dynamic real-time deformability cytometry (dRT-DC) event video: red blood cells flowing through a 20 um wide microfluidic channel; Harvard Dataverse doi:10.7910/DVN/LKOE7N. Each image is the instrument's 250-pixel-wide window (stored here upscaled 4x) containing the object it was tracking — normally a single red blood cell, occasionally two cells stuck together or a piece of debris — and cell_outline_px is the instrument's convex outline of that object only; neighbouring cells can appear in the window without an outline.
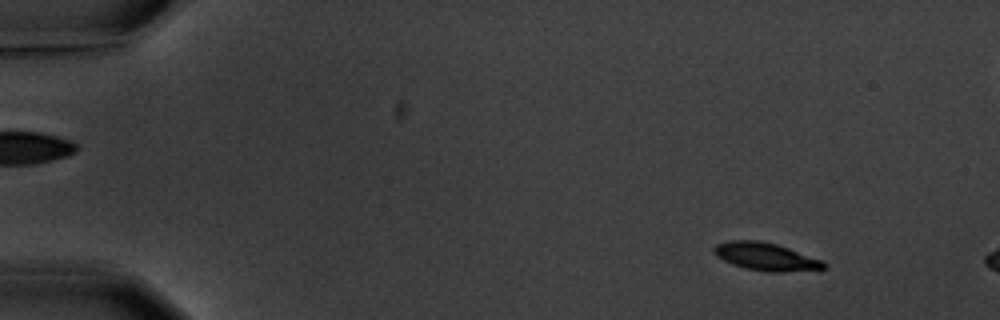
{"species": "common noctule bat (a hibernating species)", "species_latin": "Nyctalus noctula", "temperature_condition": "warm", "stored_images_in_passage": 3, "camera_frame_rate_fps": 3000, "um_per_image_px": 0.085, "animal": {"sex": "male", "body_mass_g": 20.1, "forearm_length_mm": 53.5}, "frame": {"image": 1, "passage_image": 1, "time_ms": 0.0, "image_size_px": [1000, 320], "cell_outline_px": [[828, 268], [784, 272], [764, 272], [744, 268], [732, 264], [716, 256], [712, 252], [712, 248], [716, 244], [728, 240], [756, 240], [776, 244], [788, 248], [820, 260], [828, 264]], "centroid_in_image_um": [65.04, 21.82], "position_along_channel_um": 20.0, "area_um2": 17.8}}